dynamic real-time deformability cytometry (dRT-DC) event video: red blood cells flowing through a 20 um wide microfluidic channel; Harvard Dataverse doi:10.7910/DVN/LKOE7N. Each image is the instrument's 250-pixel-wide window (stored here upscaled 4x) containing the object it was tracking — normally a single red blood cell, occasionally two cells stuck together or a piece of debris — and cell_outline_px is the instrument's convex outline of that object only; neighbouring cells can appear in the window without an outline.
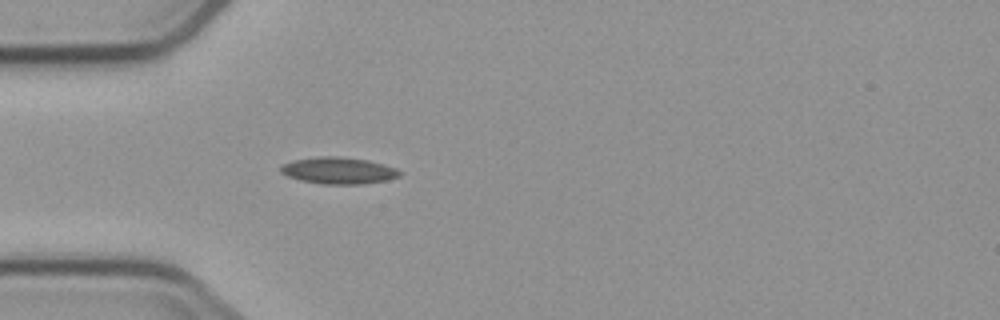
{"species": "common noctule bat (a hibernating species)", "species_latin": "Nyctalus noctula", "temperature_condition": "cold", "stored_images_in_passage": 4, "camera_frame_rate_fps": 3000, "um_per_image_px": 0.085, "animal": {"sex": "male", "body_mass_g": 23.1, "forearm_length_mm": 52.7}, "frame": {"image": 1, "passage_image": 4, "time_ms": 3.333, "image_size_px": [1000, 320], "cell_outline_px": [[400, 176], [388, 180], [364, 184], [320, 184], [300, 180], [288, 176], [280, 172], [280, 168], [284, 164], [292, 160], [320, 156], [336, 156], [368, 160], [396, 168], [400, 172]], "centroid_in_image_um": [28.77, 14.5], "position_along_channel_um": 56.2, "area_um2": 18.5}}